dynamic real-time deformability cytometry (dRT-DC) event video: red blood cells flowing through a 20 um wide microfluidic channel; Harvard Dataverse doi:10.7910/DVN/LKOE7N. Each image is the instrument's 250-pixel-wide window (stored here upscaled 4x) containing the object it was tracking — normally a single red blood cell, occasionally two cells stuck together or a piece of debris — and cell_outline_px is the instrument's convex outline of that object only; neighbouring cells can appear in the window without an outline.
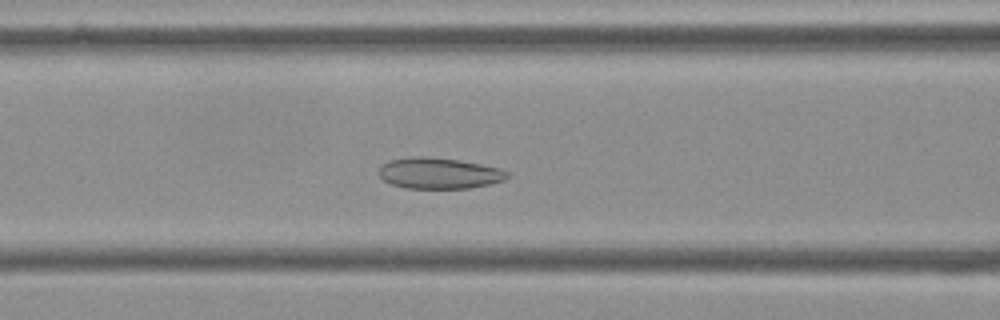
{"species": "Egyptian fruit bat (a non-hibernating species)", "species_latin": "Rousettus aegyptiacus", "temperature_condition": "cold", "stored_images_in_passage": 54, "camera_frame_rate_fps": 3000, "um_per_image_px": 0.085, "frame": {"image": 1, "passage_image": 21, "time_ms": 6.667, "image_size_px": [1000, 320], "cell_outline_px": [[508, 176], [504, 180], [488, 184], [468, 188], [404, 188], [392, 184], [384, 180], [380, 176], [380, 168], [388, 160], [412, 156], [424, 156], [456, 160], [480, 164], [500, 168], [508, 172]], "centroid_in_image_um": [37.3, 14.72], "position_along_channel_um": 129.3, "area_um2": 22.95}}
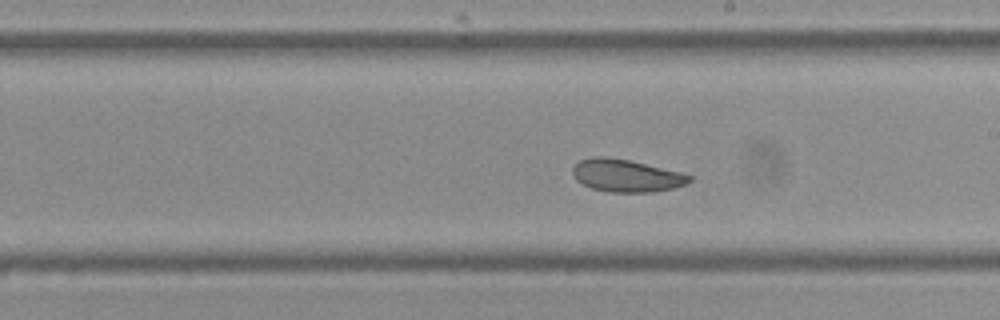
{"frame": {"image": 2, "passage_image": 30, "time_ms": 9.667, "image_size_px": [1000, 320], "cell_outline_px": [[692, 180], [684, 184], [672, 188], [652, 192], [608, 192], [592, 188], [576, 180], [572, 172], [572, 168], [580, 160], [592, 156], [604, 156], [628, 160], [680, 172], [692, 176]], "centroid_in_image_um": [53.2, 14.92], "position_along_channel_um": 235.8, "area_um2": 21.91}}
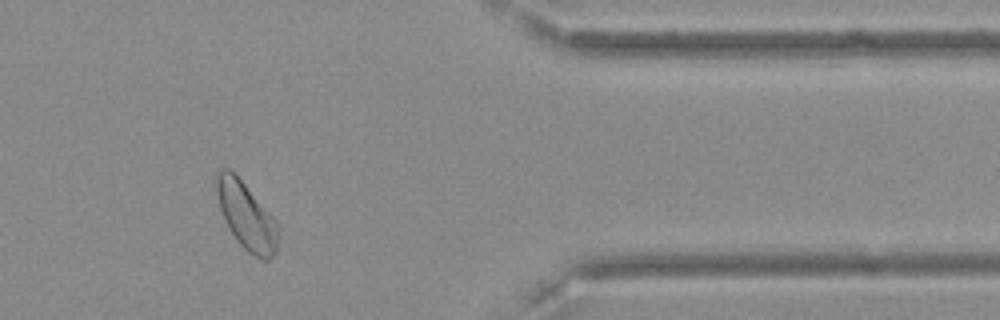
{"frame": {"image": 3, "passage_image": 45, "time_ms": 14.667, "image_size_px": [1000, 320], "cell_outline_px": [[280, 228], [276, 252], [268, 260], [264, 260], [248, 252], [240, 244], [224, 220], [220, 208], [216, 192], [216, 172], [224, 168], [228, 168], [244, 184], [276, 220]], "centroid_in_image_um": [20.96, 18.37], "position_along_channel_um": 390.4, "area_um2": 23.76}, "authors_computed_cell_mechanics": {"area_um2": 24.276, "velocity_mm_per_s": 3.5552, "shape_relaxation_time_tau1_ms": 5.001, "shape_relaxation_time_tau2_ms": 2.5267, "deformation_change_tau1": 0.0618, "deformation_change_tau2": 0.0644}}